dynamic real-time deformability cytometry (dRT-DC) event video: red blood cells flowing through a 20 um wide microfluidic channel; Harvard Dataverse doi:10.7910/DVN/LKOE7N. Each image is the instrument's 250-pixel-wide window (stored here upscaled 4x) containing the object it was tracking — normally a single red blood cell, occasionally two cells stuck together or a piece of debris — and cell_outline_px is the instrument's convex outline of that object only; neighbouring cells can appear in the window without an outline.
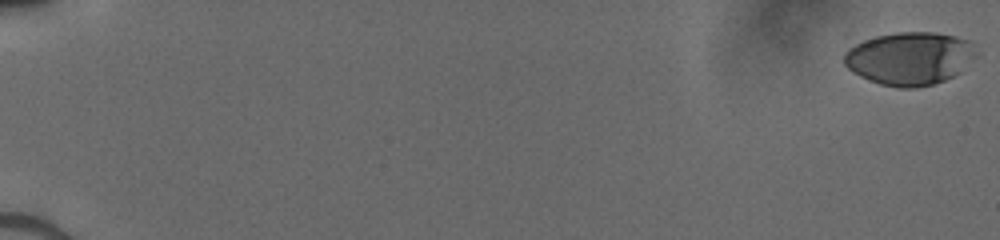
{"species": "human", "species_latin": "Homo sapiens", "temperature_condition": "cold", "stored_images_in_passage": 53, "camera_frame_rate_fps": 3000, "um_per_image_px": 0.085, "donor": {"sex": "male"}, "frame": {"image": 1, "passage_image": 1, "time_ms": 0.0, "image_size_px": [1000, 240], "cell_outline_px": [[980, 56], [960, 72], [944, 80], [932, 84], [916, 88], [900, 88], [880, 84], [860, 76], [852, 72], [844, 64], [844, 52], [848, 48], [864, 40], [876, 36], [896, 32], [936, 32], [956, 36], [968, 40], [980, 52]], "centroid_in_image_um": [77.37, 4.96], "position_along_channel_um": 7.6, "area_um2": 41.27}}
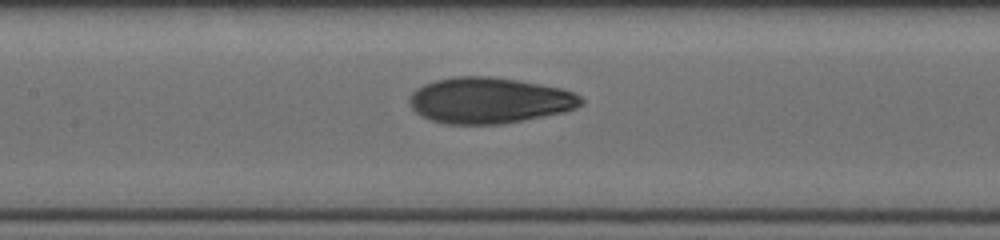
{"frame": {"image": 2, "passage_image": 28, "time_ms": 9.0, "image_size_px": [1000, 240], "cell_outline_px": [[584, 104], [576, 108], [564, 112], [524, 120], [500, 124], [444, 124], [432, 120], [416, 112], [412, 108], [408, 100], [412, 92], [416, 88], [424, 84], [436, 80], [456, 76], [492, 76], [520, 80], [560, 88], [572, 92], [580, 96], [584, 100]], "centroid_in_image_um": [41.6, 8.53], "position_along_channel_um": 165.8, "area_um2": 46.07}}
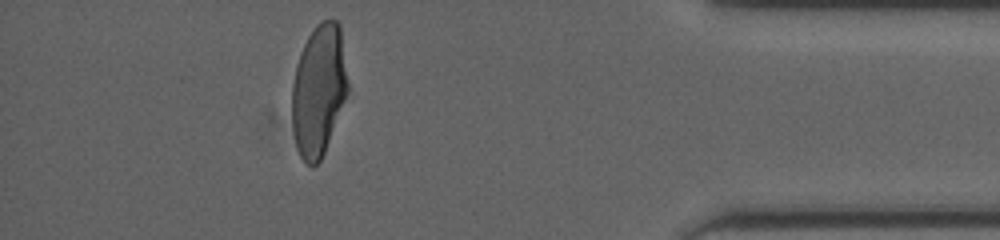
{"frame": {"image": 3, "passage_image": 48, "time_ms": 15.667, "image_size_px": [1000, 240], "cell_outline_px": [[348, 92], [324, 152], [320, 160], [312, 168], [300, 156], [296, 148], [292, 128], [292, 84], [300, 52], [308, 36], [316, 24], [320, 20], [336, 20], [340, 24], [348, 84]], "centroid_in_image_um": [27.08, 7.66], "position_along_channel_um": 408.1, "area_um2": 42.66}}